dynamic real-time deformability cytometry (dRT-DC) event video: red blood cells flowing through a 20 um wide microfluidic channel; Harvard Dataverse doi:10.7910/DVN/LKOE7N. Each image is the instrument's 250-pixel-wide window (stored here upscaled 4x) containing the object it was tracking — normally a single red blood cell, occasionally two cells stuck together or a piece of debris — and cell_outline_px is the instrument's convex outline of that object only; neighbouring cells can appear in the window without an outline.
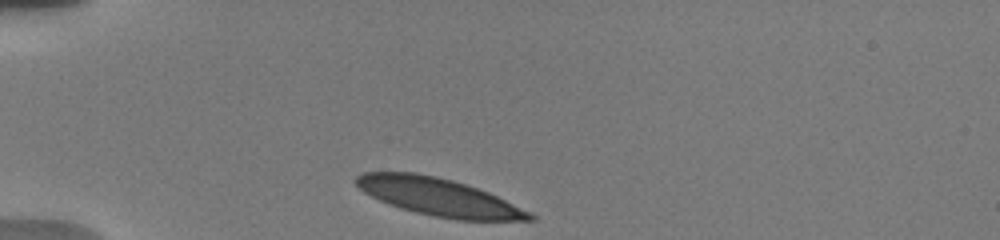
{"species": "human", "species_latin": "Homo sapiens", "temperature_condition": "warm", "stored_images_in_passage": 10, "camera_frame_rate_fps": 3000, "um_per_image_px": 0.085, "donor": {"sex": "male"}, "frame": {"image": 1, "passage_image": 1, "time_ms": 0.0, "image_size_px": [1000, 240], "cell_outline_px": [[536, 220], [456, 220], [416, 212], [400, 208], [388, 204], [364, 192], [352, 180], [356, 176], [364, 172], [412, 172], [436, 176], [452, 180], [488, 192], [532, 212], [536, 216]], "centroid_in_image_um": [37.3, 16.74], "position_along_channel_um": 47.7, "area_um2": 37.8}}
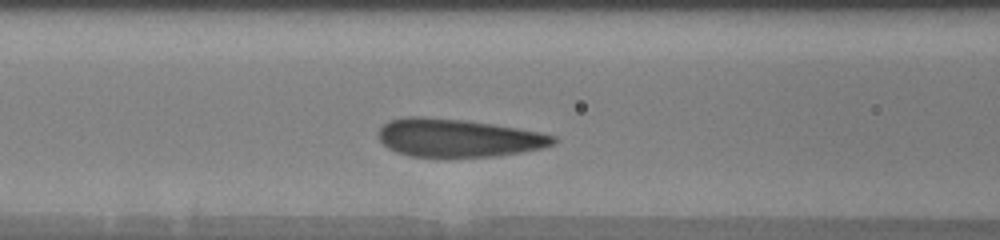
{"frame": {"image": 2, "passage_image": 7, "time_ms": 3.0, "image_size_px": [1000, 240], "cell_outline_px": [[560, 140], [556, 144], [544, 148], [520, 152], [492, 156], [408, 156], [396, 152], [388, 148], [380, 140], [376, 132], [388, 120], [404, 116], [424, 116], [468, 120], [540, 132], [556, 136]], "centroid_in_image_um": [38.93, 11.7], "position_along_channel_um": 127.7, "area_um2": 39.02}}
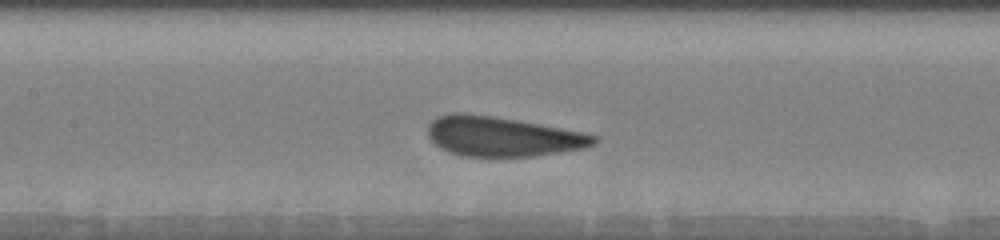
{"frame": {"image": 3, "passage_image": 9, "time_ms": 4.0, "image_size_px": [1000, 240], "cell_outline_px": [[596, 144], [584, 148], [536, 156], [460, 156], [448, 152], [440, 148], [428, 136], [428, 124], [436, 116], [452, 112], [464, 112], [492, 116], [580, 132], [596, 136]], "centroid_in_image_um": [42.62, 11.6], "position_along_channel_um": 164.8, "area_um2": 38.15}}